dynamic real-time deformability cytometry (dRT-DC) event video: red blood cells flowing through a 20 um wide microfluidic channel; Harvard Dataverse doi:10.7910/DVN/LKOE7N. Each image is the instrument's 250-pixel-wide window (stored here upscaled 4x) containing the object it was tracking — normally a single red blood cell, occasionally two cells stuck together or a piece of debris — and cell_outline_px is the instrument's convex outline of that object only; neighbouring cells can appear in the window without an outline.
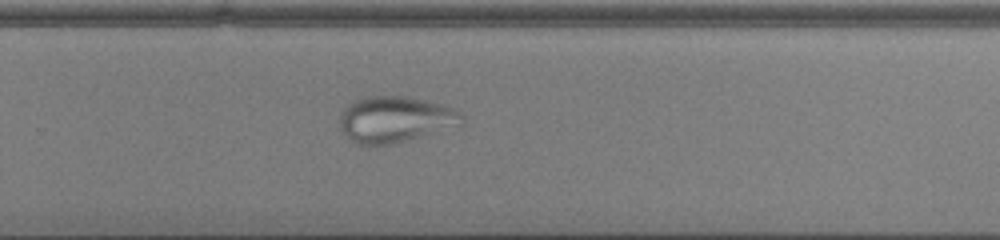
{"species": "common noctule bat (a hibernating species)", "species_latin": "Nyctalus noctula", "temperature_condition": "cold", "stored_images_in_passage": 53, "camera_frame_rate_fps": 3000, "um_per_image_px": 0.085, "animal": {"sex": "male", "body_mass_g": 13.0, "forearm_length_mm": 53.1}, "frame": {"image": 1, "passage_image": 37, "time_ms": 12.0, "image_size_px": [1000, 240], "cell_outline_px": [[464, 124], [404, 140], [388, 144], [360, 144], [352, 140], [340, 128], [340, 112], [348, 104], [356, 100], [368, 96], [404, 96], [444, 104], [456, 108], [464, 112]], "centroid_in_image_um": [33.64, 10.11], "position_along_channel_um": 296.2, "area_um2": 32.54}}
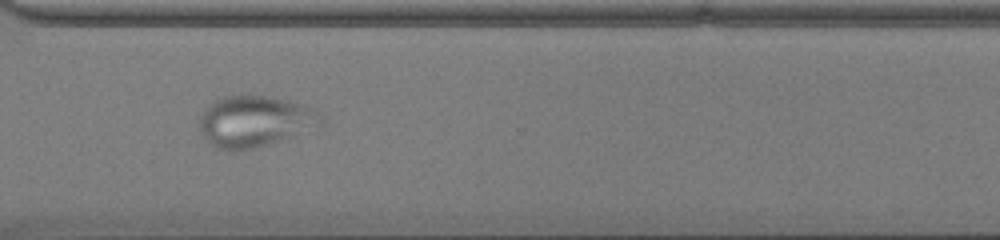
{"frame": {"image": 2, "passage_image": 41, "time_ms": 13.333, "image_size_px": [1000, 240], "cell_outline_px": [[324, 120], [320, 124], [280, 140], [252, 148], [216, 148], [200, 132], [200, 116], [204, 108], [216, 100], [224, 96], [272, 96], [288, 100], [312, 108], [324, 116]], "centroid_in_image_um": [21.64, 10.27], "position_along_channel_um": 349.0, "area_um2": 35.2}}